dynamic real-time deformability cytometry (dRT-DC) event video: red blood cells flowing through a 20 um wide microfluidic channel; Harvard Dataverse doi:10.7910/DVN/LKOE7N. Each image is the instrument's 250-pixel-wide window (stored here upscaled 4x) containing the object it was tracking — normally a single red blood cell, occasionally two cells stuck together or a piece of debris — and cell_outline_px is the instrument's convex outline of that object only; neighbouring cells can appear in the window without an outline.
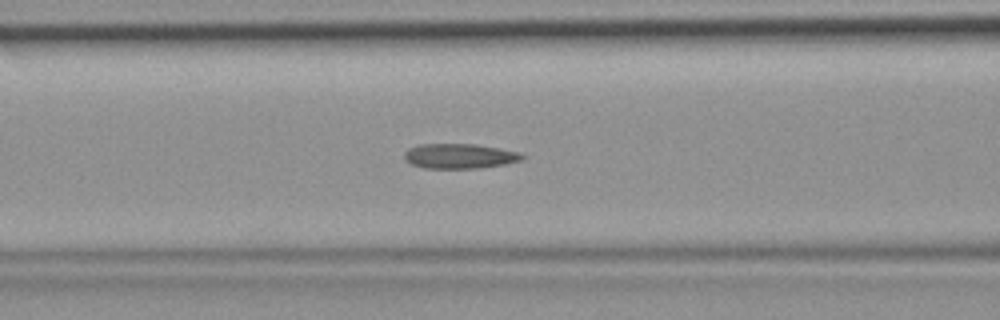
{"species": "common noctule bat (a hibernating species)", "species_latin": "Nyctalus noctula", "temperature_condition": "room temperature", "stored_images_in_passage": 47, "camera_frame_rate_fps": 3000, "um_per_image_px": 0.085, "animal": {"sex": "female", "body_mass_g": 19.9}, "frame": {"image": 1, "passage_image": 19, "time_ms": 6.0, "image_size_px": [1000, 320], "cell_outline_px": [[524, 156], [520, 160], [504, 164], [480, 168], [424, 168], [412, 164], [404, 160], [404, 152], [408, 148], [420, 144], [476, 144], [520, 152]], "centroid_in_image_um": [39.02, 13.26], "position_along_channel_um": 127.6, "area_um2": 17.05}}
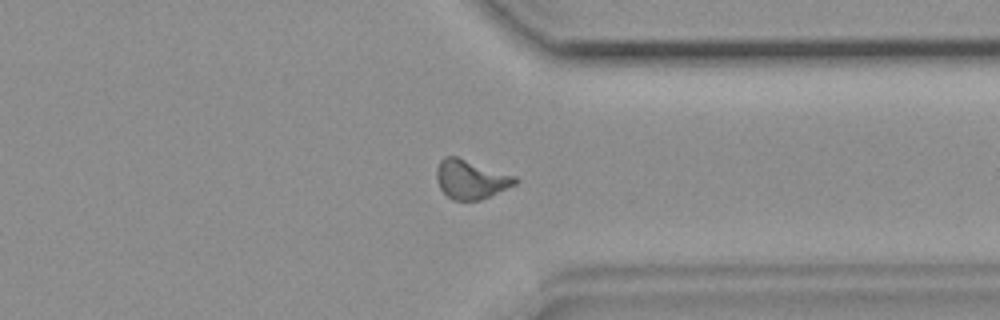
{"frame": {"image": 2, "passage_image": 36, "time_ms": 11.667, "image_size_px": [1000, 320], "cell_outline_px": [[520, 180], [516, 184], [480, 200], [452, 200], [440, 188], [436, 176], [436, 168], [440, 160], [444, 156], [456, 156], [516, 176]], "centroid_in_image_um": [40.02, 15.23], "position_along_channel_um": 371.4, "area_um2": 17.8}}
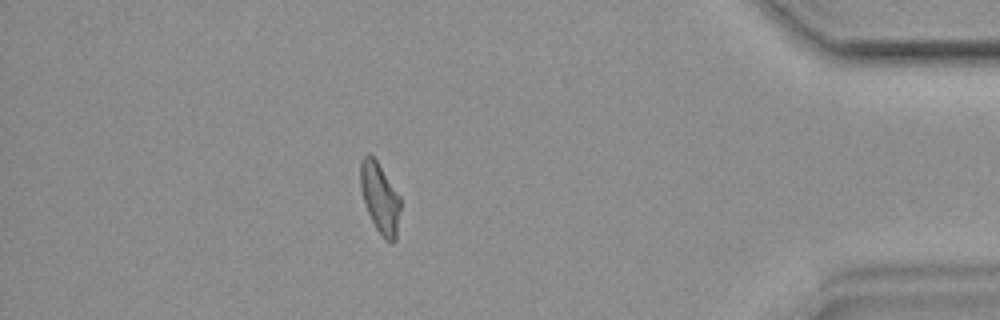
{"frame": {"image": 3, "passage_image": 41, "time_ms": 13.333, "image_size_px": [1000, 320], "cell_outline_px": [[400, 208], [396, 240], [384, 240], [376, 228], [368, 212], [360, 188], [360, 160], [368, 152], [376, 160], [400, 196]], "centroid_in_image_um": [32.28, 16.8], "position_along_channel_um": 402.9, "area_um2": 16.18}}